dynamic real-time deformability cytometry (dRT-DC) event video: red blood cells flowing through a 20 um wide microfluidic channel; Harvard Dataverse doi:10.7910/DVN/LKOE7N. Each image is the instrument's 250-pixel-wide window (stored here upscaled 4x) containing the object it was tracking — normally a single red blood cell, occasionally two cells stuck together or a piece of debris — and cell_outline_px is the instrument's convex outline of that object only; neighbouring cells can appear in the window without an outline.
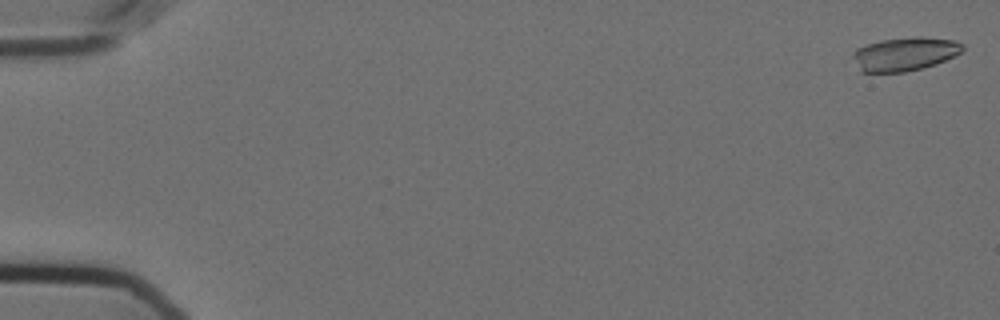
{"species": "Egyptian fruit bat (a non-hibernating species)", "species_latin": "Rousettus aegyptiacus", "temperature_condition": "cold", "stored_images_in_passage": 58, "camera_frame_rate_fps": 3000, "um_per_image_px": 0.085, "animal": {"sex": "female"}, "frame": {"image": 1, "passage_image": 2, "time_ms": 0.333, "image_size_px": [1000, 320], "cell_outline_px": [[964, 48], [960, 52], [936, 64], [904, 72], [860, 72], [852, 56], [852, 52], [856, 48], [880, 40], [920, 36], [956, 40], [964, 44]], "centroid_in_image_um": [76.88, 4.58], "position_along_channel_um": 8.1, "area_um2": 21.44}}
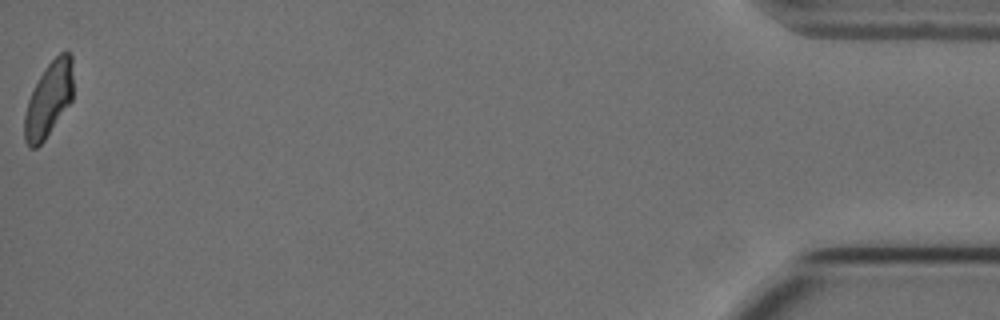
{"frame": {"image": 2, "passage_image": 58, "time_ms": 19.0, "image_size_px": [1000, 320], "cell_outline_px": [[72, 100], [44, 140], [36, 148], [28, 148], [24, 140], [24, 116], [28, 100], [40, 76], [48, 64], [60, 52], [68, 52], [72, 56]], "centroid_in_image_um": [4.13, 8.48], "position_along_channel_um": 431.1, "area_um2": 20.92}}